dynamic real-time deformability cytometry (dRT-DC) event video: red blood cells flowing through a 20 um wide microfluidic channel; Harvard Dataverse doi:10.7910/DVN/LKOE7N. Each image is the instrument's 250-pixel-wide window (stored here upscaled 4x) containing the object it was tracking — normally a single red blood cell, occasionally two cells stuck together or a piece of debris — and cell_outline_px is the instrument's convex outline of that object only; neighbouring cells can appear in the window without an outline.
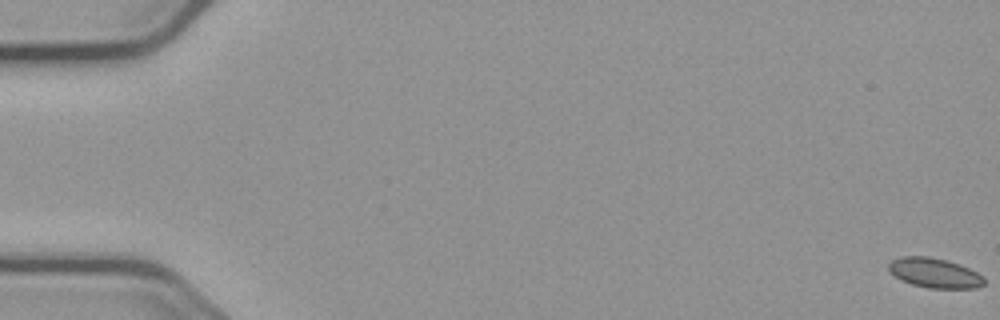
{"species": "common noctule bat (a hibernating species)", "species_latin": "Nyctalus noctula", "temperature_condition": "cold", "stored_images_in_passage": 14, "camera_frame_rate_fps": 3000, "um_per_image_px": 0.085, "animal": {"sex": "male", "body_mass_g": 23.1, "forearm_length_mm": 52.7}, "frame": {"image": 1, "passage_image": 1, "time_ms": 0.0, "image_size_px": [1000, 320], "cell_outline_px": [[984, 284], [976, 288], [928, 288], [912, 284], [900, 280], [888, 272], [888, 264], [892, 260], [900, 256], [928, 256], [960, 264], [984, 276]], "centroid_in_image_um": [79.4, 23.2], "position_along_channel_um": 5.6, "area_um2": 16.65}}